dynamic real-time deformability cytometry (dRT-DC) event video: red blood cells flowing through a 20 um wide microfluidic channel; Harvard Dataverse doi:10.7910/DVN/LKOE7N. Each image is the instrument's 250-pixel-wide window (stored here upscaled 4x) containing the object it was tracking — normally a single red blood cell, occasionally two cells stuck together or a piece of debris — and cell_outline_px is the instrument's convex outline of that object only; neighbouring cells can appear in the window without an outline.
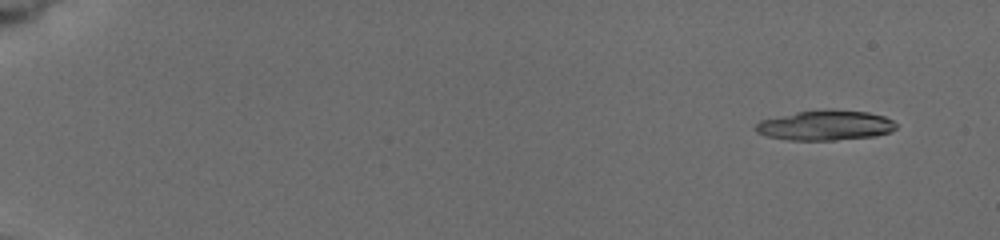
{"species": "common noctule bat (a hibernating species)", "species_latin": "Nyctalus noctula", "temperature_condition": "cold", "stored_images_in_passage": 25, "camera_frame_rate_fps": 3000, "um_per_image_px": 0.085, "animal": {"sex": "female", "body_mass_g": 19.5, "forearm_length_mm": 54.1}, "frame": {"image": 1, "passage_image": 2, "time_ms": 1.0, "image_size_px": [1000, 240], "cell_outline_px": [[896, 128], [892, 132], [876, 136], [832, 140], [788, 140], [768, 136], [756, 132], [756, 124], [760, 120], [796, 112], [828, 108], [832, 108], [868, 112], [884, 116], [892, 120], [896, 124]], "centroid_in_image_um": [70.19, 10.64], "position_along_channel_um": 14.8, "area_um2": 24.8}}
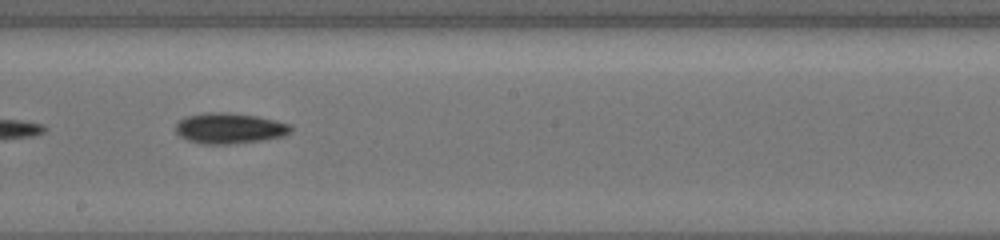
{"frame": {"image": 2, "passage_image": 16, "time_ms": 11.0, "image_size_px": [1000, 240], "cell_outline_px": [[292, 132], [284, 136], [264, 140], [228, 144], [200, 144], [188, 140], [180, 136], [176, 132], [176, 124], [180, 120], [188, 116], [208, 112], [224, 112], [256, 116], [292, 124]], "centroid_in_image_um": [19.54, 10.91], "position_along_channel_um": 228.7, "area_um2": 20.58}}
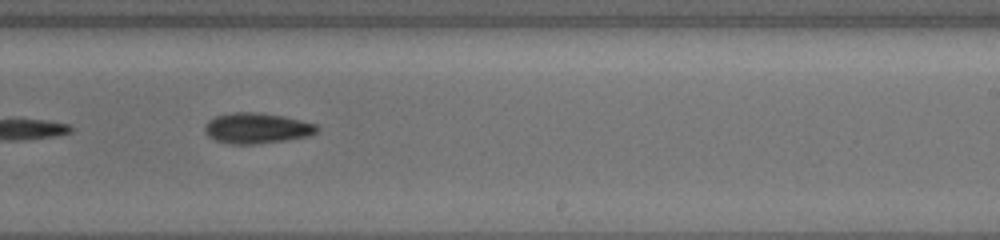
{"frame": {"image": 3, "passage_image": 17, "time_ms": 12.0, "image_size_px": [1000, 240], "cell_outline_px": [[320, 128], [316, 132], [308, 136], [288, 140], [256, 144], [232, 144], [216, 140], [208, 136], [204, 128], [208, 120], [216, 116], [236, 112], [256, 112], [280, 116], [300, 120], [316, 124]], "centroid_in_image_um": [21.84, 10.9], "position_along_channel_um": 267.2, "area_um2": 19.83}}